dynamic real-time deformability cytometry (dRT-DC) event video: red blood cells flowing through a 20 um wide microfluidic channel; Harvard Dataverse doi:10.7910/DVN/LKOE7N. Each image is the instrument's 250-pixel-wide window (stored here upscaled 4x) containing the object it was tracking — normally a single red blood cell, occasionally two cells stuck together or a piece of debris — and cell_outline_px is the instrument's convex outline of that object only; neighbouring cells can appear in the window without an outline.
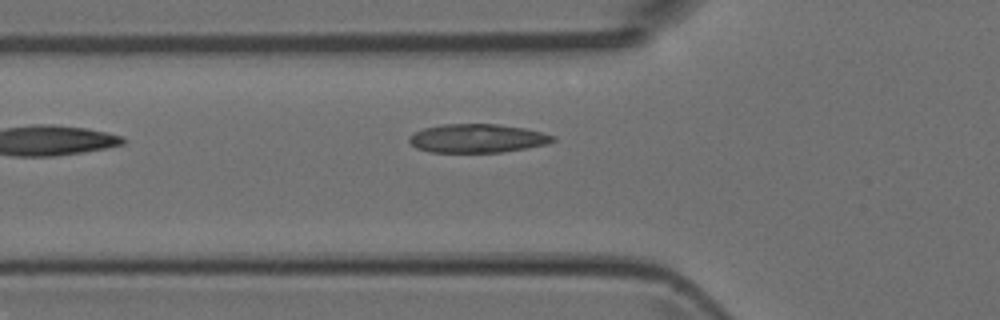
{"species": "Egyptian fruit bat (a non-hibernating species)", "species_latin": "Rousettus aegyptiacus", "temperature_condition": "room temperature", "stored_images_in_passage": 2, "camera_frame_rate_fps": 3000, "um_per_image_px": 0.085, "animal": {"sex": "female"}, "frame": {"image": 1, "passage_image": 2, "time_ms": 1.333, "image_size_px": [1000, 320], "cell_outline_px": [[556, 140], [548, 144], [528, 148], [504, 152], [432, 152], [416, 148], [408, 140], [408, 136], [424, 128], [444, 124], [500, 124], [524, 128], [544, 132], [556, 136]], "centroid_in_image_um": [40.63, 11.76], "position_along_channel_um": 85.2, "area_um2": 24.16}}